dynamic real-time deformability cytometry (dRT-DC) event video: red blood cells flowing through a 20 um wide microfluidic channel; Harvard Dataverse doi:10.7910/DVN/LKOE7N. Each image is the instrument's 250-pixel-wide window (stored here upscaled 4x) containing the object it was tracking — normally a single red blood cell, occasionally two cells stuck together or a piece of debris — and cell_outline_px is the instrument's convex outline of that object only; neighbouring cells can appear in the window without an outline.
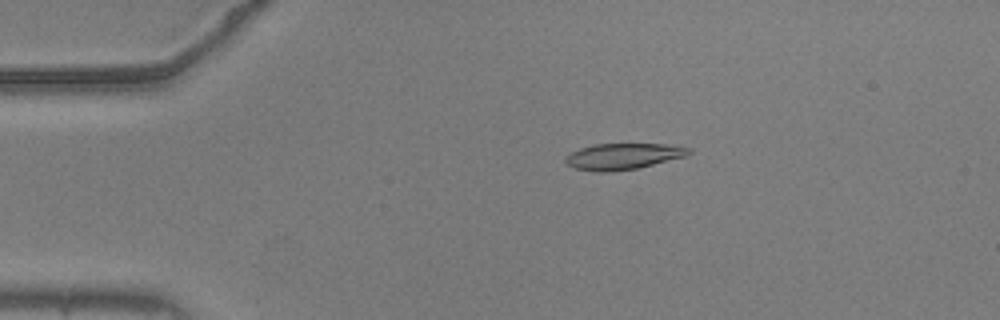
{"species": "common noctule bat (a hibernating species)", "species_latin": "Nyctalus noctula", "temperature_condition": "warm", "stored_images_in_passage": 55, "camera_frame_rate_fps": 3000, "um_per_image_px": 0.085, "animal": {"sex": "male", "body_mass_g": 20.5, "forearm_length_mm": 52.5}, "frame": {"image": 1, "passage_image": 11, "time_ms": 3.333, "image_size_px": [1000, 320], "cell_outline_px": [[692, 152], [684, 156], [636, 168], [608, 172], [596, 172], [576, 168], [568, 164], [564, 160], [564, 156], [580, 148], [596, 144], [664, 144], [692, 148]], "centroid_in_image_um": [52.93, 13.28], "position_along_channel_um": 32.1, "area_um2": 18.5}}
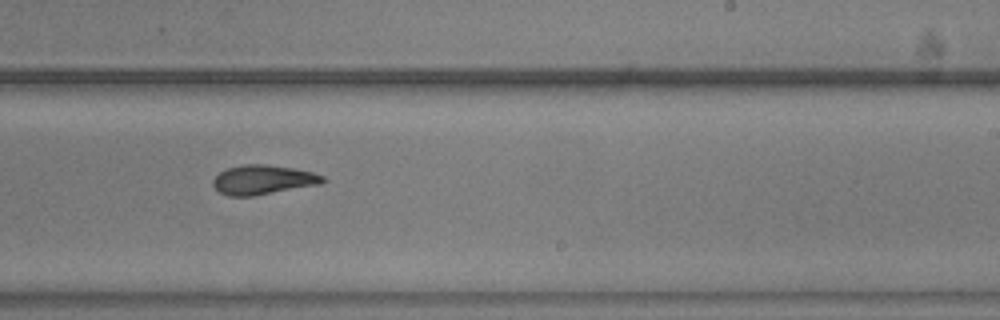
{"frame": {"image": 2, "passage_image": 34, "time_ms": 11.0, "image_size_px": [1000, 320], "cell_outline_px": [[328, 180], [320, 184], [252, 196], [228, 196], [220, 192], [212, 184], [212, 180], [220, 172], [228, 168], [244, 164], [264, 164], [292, 168], [312, 172], [324, 176]], "centroid_in_image_um": [22.36, 15.28], "position_along_channel_um": 266.6, "area_um2": 18.67}}
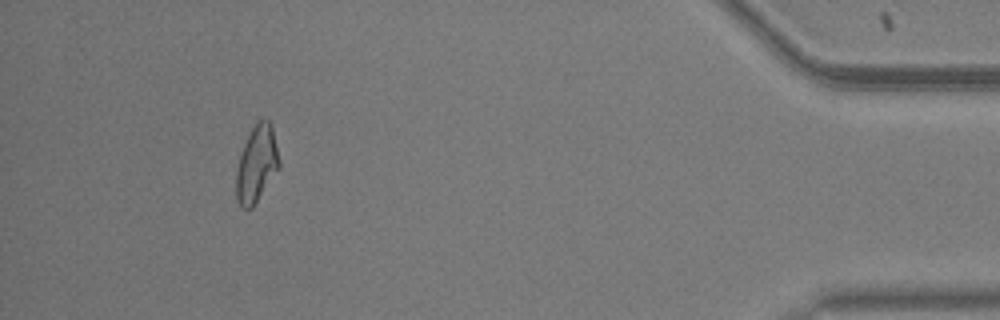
{"frame": {"image": 3, "passage_image": 51, "time_ms": 16.667, "image_size_px": [1000, 320], "cell_outline_px": [[280, 168], [252, 208], [240, 208], [236, 200], [236, 172], [240, 152], [256, 120], [268, 120], [272, 124], [280, 160]], "centroid_in_image_um": [21.82, 13.95], "position_along_channel_um": 413.4, "area_um2": 19.42}, "authors_computed_cell_mechanics": {"area_um2": 18.8428, "velocity_mm_per_s": 3.6762, "shape_relaxation_time_tau1_ms": 9.103, "shape_relaxation_time_tau2_ms": 3.5978, "deformation_change_tau1": 0.2417, "deformation_change_tau2": 0.1085}}